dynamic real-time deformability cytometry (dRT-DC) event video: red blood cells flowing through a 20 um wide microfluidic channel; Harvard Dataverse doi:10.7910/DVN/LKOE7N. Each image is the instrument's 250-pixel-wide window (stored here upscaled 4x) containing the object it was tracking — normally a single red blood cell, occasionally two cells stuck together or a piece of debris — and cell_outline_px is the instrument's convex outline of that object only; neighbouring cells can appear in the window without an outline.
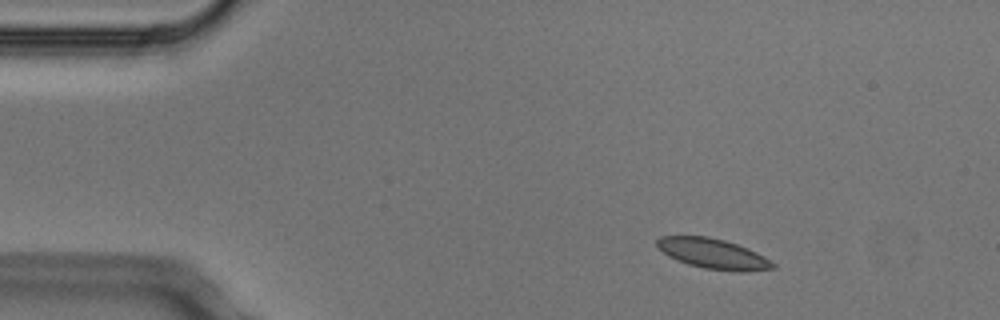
{"species": "Egyptian fruit bat (a non-hibernating species)", "species_latin": "Rousettus aegyptiacus", "temperature_condition": "cold", "stored_images_in_passage": 3, "camera_frame_rate_fps": 3000, "um_per_image_px": 0.085, "animal": {"sex": "male"}, "frame": {"image": 1, "passage_image": 1, "time_ms": 0.0, "image_size_px": [1000, 320], "cell_outline_px": [[776, 268], [744, 272], [736, 272], [704, 268], [688, 264], [676, 260], [668, 256], [656, 248], [656, 240], [660, 236], [708, 236], [724, 240], [748, 248], [764, 256], [776, 264]], "centroid_in_image_um": [60.6, 21.57], "position_along_channel_um": 24.4, "area_um2": 20.58}}